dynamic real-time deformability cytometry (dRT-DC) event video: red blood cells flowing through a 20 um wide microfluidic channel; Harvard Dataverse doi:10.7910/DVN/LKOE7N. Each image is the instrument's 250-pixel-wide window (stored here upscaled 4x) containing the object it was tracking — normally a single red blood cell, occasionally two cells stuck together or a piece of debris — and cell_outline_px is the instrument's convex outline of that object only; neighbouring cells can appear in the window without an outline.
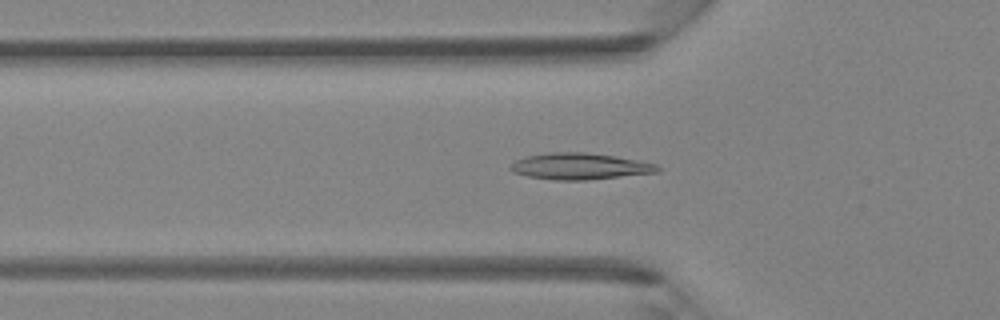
{"species": "Egyptian fruit bat (a non-hibernating species)", "species_latin": "Rousettus aegyptiacus", "temperature_condition": "room temperature", "stored_images_in_passage": 8, "camera_frame_rate_fps": 3000, "um_per_image_px": 0.085, "animal": {"sex": "female"}, "frame": {"image": 1, "passage_image": 7, "time_ms": 2.0, "image_size_px": [1000, 320], "cell_outline_px": [[660, 172], [588, 180], [556, 180], [528, 176], [512, 172], [508, 168], [516, 160], [524, 156], [548, 152], [584, 152], [616, 156], [656, 164], [660, 168]], "centroid_in_image_um": [49.27, 14.13], "position_along_channel_um": 76.5, "area_um2": 22.72}}